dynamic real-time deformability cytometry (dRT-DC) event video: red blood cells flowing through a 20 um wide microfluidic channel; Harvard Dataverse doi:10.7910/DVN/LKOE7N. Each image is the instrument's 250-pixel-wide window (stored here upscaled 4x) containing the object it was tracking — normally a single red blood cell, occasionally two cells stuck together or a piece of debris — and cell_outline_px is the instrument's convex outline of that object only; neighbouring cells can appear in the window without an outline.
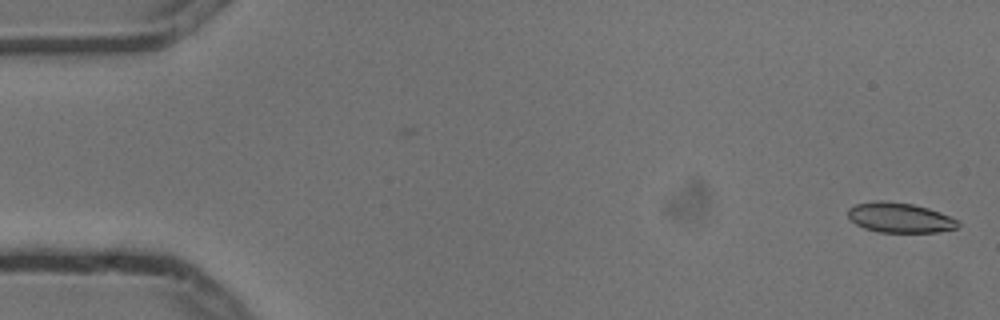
{"species": "common noctule bat (a hibernating species)", "species_latin": "Nyctalus noctula", "temperature_condition": "cold", "stored_images_in_passage": 2, "camera_frame_rate_fps": 3000, "um_per_image_px": 0.085, "animal": {"sex": "male", "body_mass_g": 13.3}, "frame": {"image": 1, "passage_image": 2, "time_ms": 0.333, "image_size_px": [1000, 320], "cell_outline_px": [[960, 224], [956, 228], [936, 232], [880, 232], [864, 228], [856, 224], [848, 216], [848, 208], [856, 204], [872, 200], [884, 200], [912, 204], [928, 208], [940, 212], [956, 220]], "centroid_in_image_um": [76.44, 18.49], "position_along_channel_um": 8.6, "area_um2": 19.13}}